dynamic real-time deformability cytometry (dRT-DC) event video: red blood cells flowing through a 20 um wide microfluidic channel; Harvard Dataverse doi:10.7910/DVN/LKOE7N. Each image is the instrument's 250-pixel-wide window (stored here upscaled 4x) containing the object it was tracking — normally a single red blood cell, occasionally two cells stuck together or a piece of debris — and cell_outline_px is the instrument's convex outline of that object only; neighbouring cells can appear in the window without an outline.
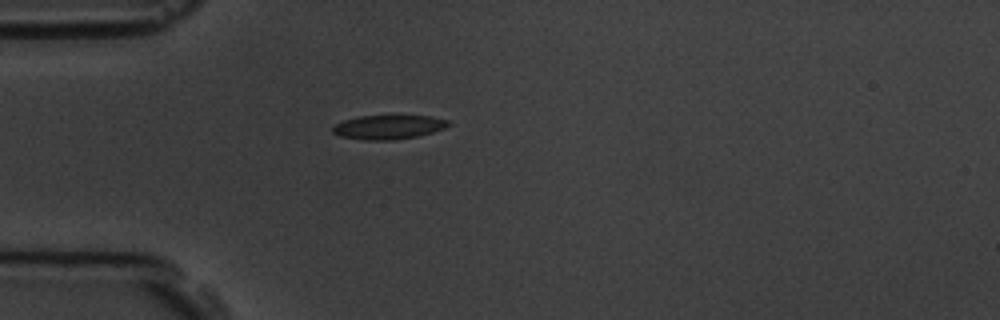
{"species": "common noctule bat (a hibernating species)", "species_latin": "Nyctalus noctula", "temperature_condition": "room temperature", "stored_images_in_passage": 4, "camera_frame_rate_fps": 3000, "um_per_image_px": 0.085, "animal": {"sex": "male", "body_mass_g": 19.5, "forearm_length_mm": 54.6}, "frame": {"image": 1, "passage_image": 4, "time_ms": 4.333, "image_size_px": [1000, 320], "cell_outline_px": [[452, 124], [444, 128], [432, 132], [416, 136], [392, 140], [364, 140], [340, 136], [332, 132], [332, 128], [336, 124], [344, 120], [360, 116], [392, 112], [432, 116], [448, 120]], "centroid_in_image_um": [33.06, 10.74], "position_along_channel_um": 51.9, "area_um2": 17.17}}